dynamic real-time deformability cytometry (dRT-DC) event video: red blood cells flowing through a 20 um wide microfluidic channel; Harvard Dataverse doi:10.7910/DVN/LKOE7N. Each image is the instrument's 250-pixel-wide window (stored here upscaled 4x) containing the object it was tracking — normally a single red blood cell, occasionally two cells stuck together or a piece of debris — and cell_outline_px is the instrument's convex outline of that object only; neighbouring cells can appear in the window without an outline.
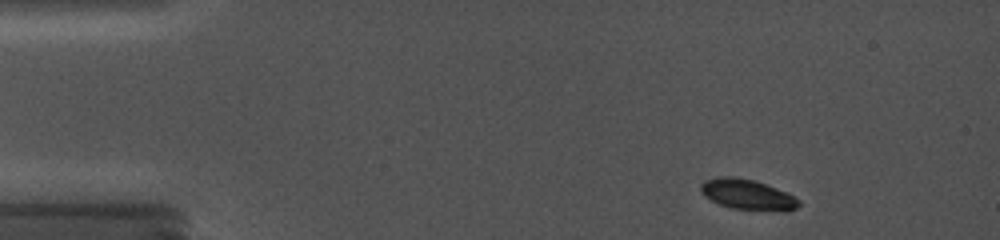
{"species": "common noctule bat (a hibernating species)", "species_latin": "Nyctalus noctula", "temperature_condition": "cold", "stored_images_in_passage": 51, "camera_frame_rate_fps": 5000, "um_per_image_px": 0.085, "animal": {"sex": "female", "body_mass_g": 19.0, "forearm_length_mm": 56.7}, "frame": {"image": 1, "passage_image": 3, "time_ms": 0.6, "image_size_px": [1000, 240], "cell_outline_px": [[800, 204], [796, 208], [788, 212], [784, 212], [732, 208], [720, 204], [704, 196], [700, 192], [700, 184], [704, 180], [720, 176], [732, 176], [752, 180], [788, 192], [800, 200]], "centroid_in_image_um": [63.55, 16.55], "position_along_channel_um": 21.4, "area_um2": 17.51}}
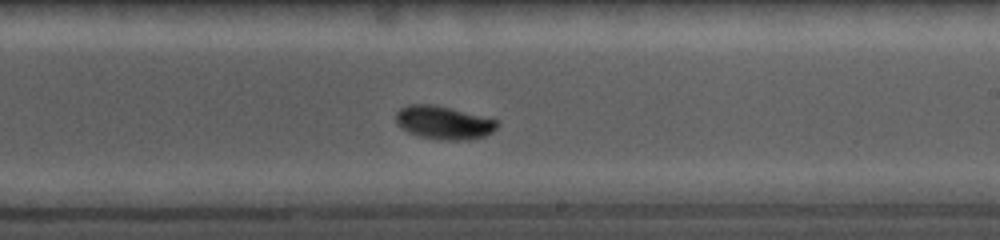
{"frame": {"image": 2, "passage_image": 38, "time_ms": 9.0, "image_size_px": [1000, 240], "cell_outline_px": [[500, 124], [492, 132], [484, 136], [468, 140], [440, 140], [416, 136], [400, 128], [396, 120], [396, 112], [400, 108], [408, 104], [436, 104], [500, 120]], "centroid_in_image_um": [37.72, 10.42], "position_along_channel_um": 251.3, "area_um2": 20.06}}
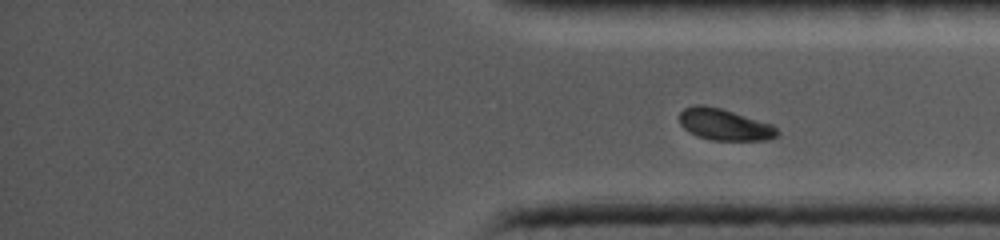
{"frame": {"image": 3, "passage_image": 51, "time_ms": 12.2, "image_size_px": [1000, 240], "cell_outline_px": [[780, 132], [776, 136], [768, 140], [712, 140], [700, 136], [684, 128], [680, 124], [680, 112], [684, 108], [696, 104], [704, 104], [720, 108], [772, 124]], "centroid_in_image_um": [61.59, 10.58], "position_along_channel_um": 373.6, "area_um2": 17.74}}